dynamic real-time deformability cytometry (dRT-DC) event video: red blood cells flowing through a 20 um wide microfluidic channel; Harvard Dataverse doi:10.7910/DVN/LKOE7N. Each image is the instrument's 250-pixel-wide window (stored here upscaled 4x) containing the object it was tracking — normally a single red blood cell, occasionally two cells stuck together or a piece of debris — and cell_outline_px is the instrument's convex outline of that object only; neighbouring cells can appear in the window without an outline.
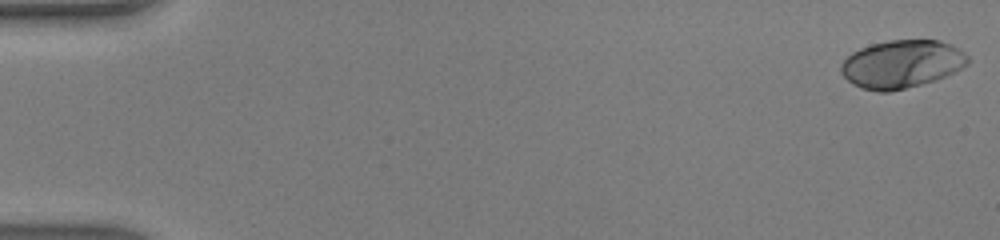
{"species": "human", "species_latin": "Homo sapiens", "temperature_condition": "warm", "stored_images_in_passage": 31, "camera_frame_rate_fps": 3000, "um_per_image_px": 0.085, "donor": {"sex": "male"}, "frame": {"image": 1, "passage_image": 1, "time_ms": 0.0, "image_size_px": [1000, 240], "cell_outline_px": [[968, 64], [936, 80], [888, 92], [876, 92], [852, 84], [840, 72], [840, 64], [852, 52], [860, 48], [872, 44], [888, 40], [940, 40], [952, 44], [964, 52], [968, 56]], "centroid_in_image_um": [76.63, 5.43], "position_along_channel_um": 8.4, "area_um2": 35.32}}
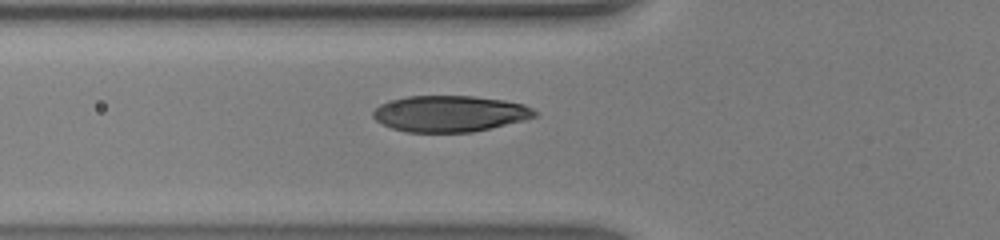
{"frame": {"image": 2, "passage_image": 18, "time_ms": 5.667, "image_size_px": [1000, 240], "cell_outline_px": [[540, 112], [536, 116], [524, 120], [472, 132], [408, 132], [392, 128], [376, 120], [372, 116], [372, 112], [380, 104], [388, 100], [408, 96], [472, 96], [504, 100], [524, 104]], "centroid_in_image_um": [38.24, 9.65], "position_along_channel_um": 87.6, "area_um2": 34.1}}
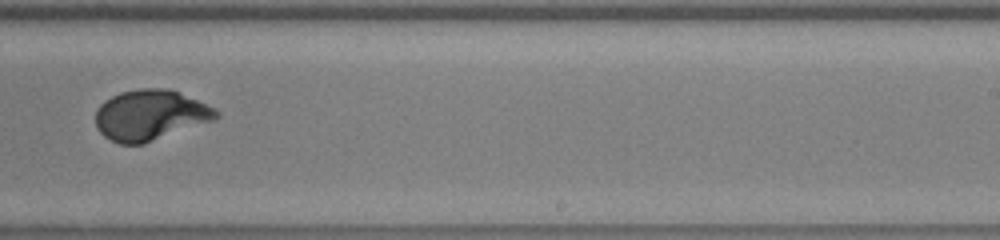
{"frame": {"image": 3, "passage_image": 31, "time_ms": 10.0, "image_size_px": [1000, 240], "cell_outline_px": [[220, 116], [212, 120], [144, 144], [120, 144], [104, 136], [96, 128], [96, 108], [104, 100], [120, 92], [140, 88], [168, 88], [196, 100], [220, 112]], "centroid_in_image_um": [12.71, 9.78], "position_along_channel_um": 276.3, "area_um2": 35.14}}